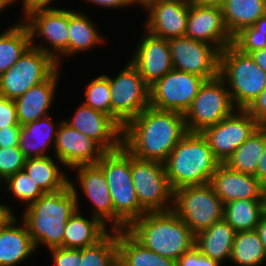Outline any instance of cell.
Returning <instances> with one entry per match:
<instances>
[{"label": "cell", "mask_w": 266, "mask_h": 266, "mask_svg": "<svg viewBox=\"0 0 266 266\" xmlns=\"http://www.w3.org/2000/svg\"><path fill=\"white\" fill-rule=\"evenodd\" d=\"M8 205L0 204V228L5 226L10 220H12L15 215L11 211Z\"/></svg>", "instance_id": "obj_50"}, {"label": "cell", "mask_w": 266, "mask_h": 266, "mask_svg": "<svg viewBox=\"0 0 266 266\" xmlns=\"http://www.w3.org/2000/svg\"><path fill=\"white\" fill-rule=\"evenodd\" d=\"M113 266H121V264L119 261H117Z\"/></svg>", "instance_id": "obj_57"}, {"label": "cell", "mask_w": 266, "mask_h": 266, "mask_svg": "<svg viewBox=\"0 0 266 266\" xmlns=\"http://www.w3.org/2000/svg\"><path fill=\"white\" fill-rule=\"evenodd\" d=\"M16 0H12V3ZM23 1V12L25 20L30 17L33 13L39 11L56 10L58 8L49 7L50 2L53 0H22Z\"/></svg>", "instance_id": "obj_46"}, {"label": "cell", "mask_w": 266, "mask_h": 266, "mask_svg": "<svg viewBox=\"0 0 266 266\" xmlns=\"http://www.w3.org/2000/svg\"><path fill=\"white\" fill-rule=\"evenodd\" d=\"M209 184L221 201L264 199V186L251 174L231 170L221 163L211 176Z\"/></svg>", "instance_id": "obj_21"}, {"label": "cell", "mask_w": 266, "mask_h": 266, "mask_svg": "<svg viewBox=\"0 0 266 266\" xmlns=\"http://www.w3.org/2000/svg\"><path fill=\"white\" fill-rule=\"evenodd\" d=\"M58 68L52 57L30 46L16 63L0 76V93L15 100L31 87L47 80Z\"/></svg>", "instance_id": "obj_11"}, {"label": "cell", "mask_w": 266, "mask_h": 266, "mask_svg": "<svg viewBox=\"0 0 266 266\" xmlns=\"http://www.w3.org/2000/svg\"><path fill=\"white\" fill-rule=\"evenodd\" d=\"M256 231L259 234L260 240L263 244V247L266 253V212L260 218V221L256 227Z\"/></svg>", "instance_id": "obj_51"}, {"label": "cell", "mask_w": 266, "mask_h": 266, "mask_svg": "<svg viewBox=\"0 0 266 266\" xmlns=\"http://www.w3.org/2000/svg\"><path fill=\"white\" fill-rule=\"evenodd\" d=\"M111 94V117L123 128L150 106L149 86L137 68L129 62L116 78L108 76Z\"/></svg>", "instance_id": "obj_10"}, {"label": "cell", "mask_w": 266, "mask_h": 266, "mask_svg": "<svg viewBox=\"0 0 266 266\" xmlns=\"http://www.w3.org/2000/svg\"><path fill=\"white\" fill-rule=\"evenodd\" d=\"M88 2H92L96 5L102 6V7H110V8H117V7H125L129 6L132 3L135 4L137 3L136 0H86Z\"/></svg>", "instance_id": "obj_47"}, {"label": "cell", "mask_w": 266, "mask_h": 266, "mask_svg": "<svg viewBox=\"0 0 266 266\" xmlns=\"http://www.w3.org/2000/svg\"><path fill=\"white\" fill-rule=\"evenodd\" d=\"M230 260L240 266H260L264 263L266 253L256 229L236 232Z\"/></svg>", "instance_id": "obj_35"}, {"label": "cell", "mask_w": 266, "mask_h": 266, "mask_svg": "<svg viewBox=\"0 0 266 266\" xmlns=\"http://www.w3.org/2000/svg\"><path fill=\"white\" fill-rule=\"evenodd\" d=\"M233 45L241 52L250 54L266 47V36L260 34L254 25L245 27L233 37Z\"/></svg>", "instance_id": "obj_40"}, {"label": "cell", "mask_w": 266, "mask_h": 266, "mask_svg": "<svg viewBox=\"0 0 266 266\" xmlns=\"http://www.w3.org/2000/svg\"><path fill=\"white\" fill-rule=\"evenodd\" d=\"M126 230L144 247L174 261L195 246V234L173 210L146 212Z\"/></svg>", "instance_id": "obj_3"}, {"label": "cell", "mask_w": 266, "mask_h": 266, "mask_svg": "<svg viewBox=\"0 0 266 266\" xmlns=\"http://www.w3.org/2000/svg\"><path fill=\"white\" fill-rule=\"evenodd\" d=\"M254 176L263 186L266 185V142L264 146V152L262 153V157L260 158V162Z\"/></svg>", "instance_id": "obj_48"}, {"label": "cell", "mask_w": 266, "mask_h": 266, "mask_svg": "<svg viewBox=\"0 0 266 266\" xmlns=\"http://www.w3.org/2000/svg\"><path fill=\"white\" fill-rule=\"evenodd\" d=\"M187 133L184 114L149 106L123 126L122 146L134 157L164 163Z\"/></svg>", "instance_id": "obj_1"}, {"label": "cell", "mask_w": 266, "mask_h": 266, "mask_svg": "<svg viewBox=\"0 0 266 266\" xmlns=\"http://www.w3.org/2000/svg\"><path fill=\"white\" fill-rule=\"evenodd\" d=\"M177 266H220L221 264L203 255L194 246L176 260Z\"/></svg>", "instance_id": "obj_41"}, {"label": "cell", "mask_w": 266, "mask_h": 266, "mask_svg": "<svg viewBox=\"0 0 266 266\" xmlns=\"http://www.w3.org/2000/svg\"><path fill=\"white\" fill-rule=\"evenodd\" d=\"M236 109L229 88L217 76L205 80L195 96L190 108L184 114L188 132H202L232 115Z\"/></svg>", "instance_id": "obj_9"}, {"label": "cell", "mask_w": 266, "mask_h": 266, "mask_svg": "<svg viewBox=\"0 0 266 266\" xmlns=\"http://www.w3.org/2000/svg\"><path fill=\"white\" fill-rule=\"evenodd\" d=\"M201 132H188L164 162L172 189L204 185L220 165Z\"/></svg>", "instance_id": "obj_4"}, {"label": "cell", "mask_w": 266, "mask_h": 266, "mask_svg": "<svg viewBox=\"0 0 266 266\" xmlns=\"http://www.w3.org/2000/svg\"><path fill=\"white\" fill-rule=\"evenodd\" d=\"M64 122L96 141L106 152L122 147L123 128L109 115L84 103L78 107L72 120Z\"/></svg>", "instance_id": "obj_17"}, {"label": "cell", "mask_w": 266, "mask_h": 266, "mask_svg": "<svg viewBox=\"0 0 266 266\" xmlns=\"http://www.w3.org/2000/svg\"><path fill=\"white\" fill-rule=\"evenodd\" d=\"M25 21L30 31L31 46L48 54L59 66L60 57L62 55L68 56V10L56 9L35 12ZM36 34L38 37L43 36L52 48L34 44V38H37Z\"/></svg>", "instance_id": "obj_15"}, {"label": "cell", "mask_w": 266, "mask_h": 266, "mask_svg": "<svg viewBox=\"0 0 266 266\" xmlns=\"http://www.w3.org/2000/svg\"><path fill=\"white\" fill-rule=\"evenodd\" d=\"M245 110L260 127L266 128V87Z\"/></svg>", "instance_id": "obj_43"}, {"label": "cell", "mask_w": 266, "mask_h": 266, "mask_svg": "<svg viewBox=\"0 0 266 266\" xmlns=\"http://www.w3.org/2000/svg\"><path fill=\"white\" fill-rule=\"evenodd\" d=\"M59 70L57 69L47 80L31 87L24 95L14 100L21 126L48 115V110L55 98Z\"/></svg>", "instance_id": "obj_23"}, {"label": "cell", "mask_w": 266, "mask_h": 266, "mask_svg": "<svg viewBox=\"0 0 266 266\" xmlns=\"http://www.w3.org/2000/svg\"><path fill=\"white\" fill-rule=\"evenodd\" d=\"M236 231L225 219L195 235V247L201 254L223 263L230 259Z\"/></svg>", "instance_id": "obj_25"}, {"label": "cell", "mask_w": 266, "mask_h": 266, "mask_svg": "<svg viewBox=\"0 0 266 266\" xmlns=\"http://www.w3.org/2000/svg\"><path fill=\"white\" fill-rule=\"evenodd\" d=\"M266 128L259 127L224 162L231 170L255 175L264 152Z\"/></svg>", "instance_id": "obj_30"}, {"label": "cell", "mask_w": 266, "mask_h": 266, "mask_svg": "<svg viewBox=\"0 0 266 266\" xmlns=\"http://www.w3.org/2000/svg\"><path fill=\"white\" fill-rule=\"evenodd\" d=\"M189 4L196 6H211L222 8L225 0H187Z\"/></svg>", "instance_id": "obj_52"}, {"label": "cell", "mask_w": 266, "mask_h": 266, "mask_svg": "<svg viewBox=\"0 0 266 266\" xmlns=\"http://www.w3.org/2000/svg\"><path fill=\"white\" fill-rule=\"evenodd\" d=\"M49 116L28 122L21 127L19 148L26 158L45 157L47 146L55 145L58 131ZM36 138V139H35ZM33 139V141H31ZM36 142V143H35Z\"/></svg>", "instance_id": "obj_28"}, {"label": "cell", "mask_w": 266, "mask_h": 266, "mask_svg": "<svg viewBox=\"0 0 266 266\" xmlns=\"http://www.w3.org/2000/svg\"><path fill=\"white\" fill-rule=\"evenodd\" d=\"M26 159L19 146L0 147V182L23 170Z\"/></svg>", "instance_id": "obj_39"}, {"label": "cell", "mask_w": 266, "mask_h": 266, "mask_svg": "<svg viewBox=\"0 0 266 266\" xmlns=\"http://www.w3.org/2000/svg\"><path fill=\"white\" fill-rule=\"evenodd\" d=\"M54 145L55 156L69 168L78 165L96 164L106 151L93 139L70 127L64 121L59 123Z\"/></svg>", "instance_id": "obj_16"}, {"label": "cell", "mask_w": 266, "mask_h": 266, "mask_svg": "<svg viewBox=\"0 0 266 266\" xmlns=\"http://www.w3.org/2000/svg\"><path fill=\"white\" fill-rule=\"evenodd\" d=\"M146 31L166 40L186 35L189 14L187 0L158 1L146 8Z\"/></svg>", "instance_id": "obj_20"}, {"label": "cell", "mask_w": 266, "mask_h": 266, "mask_svg": "<svg viewBox=\"0 0 266 266\" xmlns=\"http://www.w3.org/2000/svg\"><path fill=\"white\" fill-rule=\"evenodd\" d=\"M219 76L231 87L235 107L245 110L266 87V72L233 44L220 52Z\"/></svg>", "instance_id": "obj_6"}, {"label": "cell", "mask_w": 266, "mask_h": 266, "mask_svg": "<svg viewBox=\"0 0 266 266\" xmlns=\"http://www.w3.org/2000/svg\"><path fill=\"white\" fill-rule=\"evenodd\" d=\"M264 203H265V210H266V185L264 186Z\"/></svg>", "instance_id": "obj_56"}, {"label": "cell", "mask_w": 266, "mask_h": 266, "mask_svg": "<svg viewBox=\"0 0 266 266\" xmlns=\"http://www.w3.org/2000/svg\"><path fill=\"white\" fill-rule=\"evenodd\" d=\"M222 10L225 26L234 37L266 14V0H225Z\"/></svg>", "instance_id": "obj_29"}, {"label": "cell", "mask_w": 266, "mask_h": 266, "mask_svg": "<svg viewBox=\"0 0 266 266\" xmlns=\"http://www.w3.org/2000/svg\"><path fill=\"white\" fill-rule=\"evenodd\" d=\"M30 46V31L25 22H19L0 34V76L13 66Z\"/></svg>", "instance_id": "obj_34"}, {"label": "cell", "mask_w": 266, "mask_h": 266, "mask_svg": "<svg viewBox=\"0 0 266 266\" xmlns=\"http://www.w3.org/2000/svg\"><path fill=\"white\" fill-rule=\"evenodd\" d=\"M24 170L44 193L62 190L70 181L50 156L27 158Z\"/></svg>", "instance_id": "obj_31"}, {"label": "cell", "mask_w": 266, "mask_h": 266, "mask_svg": "<svg viewBox=\"0 0 266 266\" xmlns=\"http://www.w3.org/2000/svg\"><path fill=\"white\" fill-rule=\"evenodd\" d=\"M117 245L121 266H177L176 261L144 247L126 229L117 231Z\"/></svg>", "instance_id": "obj_27"}, {"label": "cell", "mask_w": 266, "mask_h": 266, "mask_svg": "<svg viewBox=\"0 0 266 266\" xmlns=\"http://www.w3.org/2000/svg\"><path fill=\"white\" fill-rule=\"evenodd\" d=\"M50 253L54 266H78V249L60 247L50 249Z\"/></svg>", "instance_id": "obj_44"}, {"label": "cell", "mask_w": 266, "mask_h": 266, "mask_svg": "<svg viewBox=\"0 0 266 266\" xmlns=\"http://www.w3.org/2000/svg\"><path fill=\"white\" fill-rule=\"evenodd\" d=\"M118 261L117 231L93 246L78 249V266H113Z\"/></svg>", "instance_id": "obj_36"}, {"label": "cell", "mask_w": 266, "mask_h": 266, "mask_svg": "<svg viewBox=\"0 0 266 266\" xmlns=\"http://www.w3.org/2000/svg\"><path fill=\"white\" fill-rule=\"evenodd\" d=\"M10 3H12V0H0V12L4 8H6Z\"/></svg>", "instance_id": "obj_55"}, {"label": "cell", "mask_w": 266, "mask_h": 266, "mask_svg": "<svg viewBox=\"0 0 266 266\" xmlns=\"http://www.w3.org/2000/svg\"><path fill=\"white\" fill-rule=\"evenodd\" d=\"M146 33L130 62L150 87L173 69V63L168 40Z\"/></svg>", "instance_id": "obj_19"}, {"label": "cell", "mask_w": 266, "mask_h": 266, "mask_svg": "<svg viewBox=\"0 0 266 266\" xmlns=\"http://www.w3.org/2000/svg\"><path fill=\"white\" fill-rule=\"evenodd\" d=\"M173 205L172 210L195 235L224 219V203L209 183L176 189Z\"/></svg>", "instance_id": "obj_7"}, {"label": "cell", "mask_w": 266, "mask_h": 266, "mask_svg": "<svg viewBox=\"0 0 266 266\" xmlns=\"http://www.w3.org/2000/svg\"><path fill=\"white\" fill-rule=\"evenodd\" d=\"M186 36L216 46L222 51L233 44L220 7L196 6L189 4Z\"/></svg>", "instance_id": "obj_18"}, {"label": "cell", "mask_w": 266, "mask_h": 266, "mask_svg": "<svg viewBox=\"0 0 266 266\" xmlns=\"http://www.w3.org/2000/svg\"><path fill=\"white\" fill-rule=\"evenodd\" d=\"M265 212L264 199H239L224 205V219L236 232L256 229Z\"/></svg>", "instance_id": "obj_32"}, {"label": "cell", "mask_w": 266, "mask_h": 266, "mask_svg": "<svg viewBox=\"0 0 266 266\" xmlns=\"http://www.w3.org/2000/svg\"><path fill=\"white\" fill-rule=\"evenodd\" d=\"M20 125L14 100L6 98L0 93V129Z\"/></svg>", "instance_id": "obj_42"}, {"label": "cell", "mask_w": 266, "mask_h": 266, "mask_svg": "<svg viewBox=\"0 0 266 266\" xmlns=\"http://www.w3.org/2000/svg\"><path fill=\"white\" fill-rule=\"evenodd\" d=\"M21 125L9 126L0 129V147L19 146Z\"/></svg>", "instance_id": "obj_45"}, {"label": "cell", "mask_w": 266, "mask_h": 266, "mask_svg": "<svg viewBox=\"0 0 266 266\" xmlns=\"http://www.w3.org/2000/svg\"><path fill=\"white\" fill-rule=\"evenodd\" d=\"M173 69L191 73L206 80L219 76L220 50L211 44L188 36L168 40Z\"/></svg>", "instance_id": "obj_13"}, {"label": "cell", "mask_w": 266, "mask_h": 266, "mask_svg": "<svg viewBox=\"0 0 266 266\" xmlns=\"http://www.w3.org/2000/svg\"><path fill=\"white\" fill-rule=\"evenodd\" d=\"M205 80L200 76L172 69L150 86V106L185 114Z\"/></svg>", "instance_id": "obj_12"}, {"label": "cell", "mask_w": 266, "mask_h": 266, "mask_svg": "<svg viewBox=\"0 0 266 266\" xmlns=\"http://www.w3.org/2000/svg\"><path fill=\"white\" fill-rule=\"evenodd\" d=\"M254 26L259 30L260 34L266 36V14L260 17L254 24Z\"/></svg>", "instance_id": "obj_53"}, {"label": "cell", "mask_w": 266, "mask_h": 266, "mask_svg": "<svg viewBox=\"0 0 266 266\" xmlns=\"http://www.w3.org/2000/svg\"><path fill=\"white\" fill-rule=\"evenodd\" d=\"M76 186L69 184L62 190L44 193L40 198L25 208L22 220L37 248L44 244L47 248H63L66 223L78 210Z\"/></svg>", "instance_id": "obj_2"}, {"label": "cell", "mask_w": 266, "mask_h": 266, "mask_svg": "<svg viewBox=\"0 0 266 266\" xmlns=\"http://www.w3.org/2000/svg\"><path fill=\"white\" fill-rule=\"evenodd\" d=\"M74 168L78 171L79 185L94 206L92 216L105 226L110 220V230L114 231V206L103 170L97 164L78 165Z\"/></svg>", "instance_id": "obj_22"}, {"label": "cell", "mask_w": 266, "mask_h": 266, "mask_svg": "<svg viewBox=\"0 0 266 266\" xmlns=\"http://www.w3.org/2000/svg\"><path fill=\"white\" fill-rule=\"evenodd\" d=\"M110 231L99 219L88 220L77 210L66 223L63 248L82 249L102 240Z\"/></svg>", "instance_id": "obj_26"}, {"label": "cell", "mask_w": 266, "mask_h": 266, "mask_svg": "<svg viewBox=\"0 0 266 266\" xmlns=\"http://www.w3.org/2000/svg\"><path fill=\"white\" fill-rule=\"evenodd\" d=\"M96 25L84 14L68 10V55L90 49L103 42Z\"/></svg>", "instance_id": "obj_33"}, {"label": "cell", "mask_w": 266, "mask_h": 266, "mask_svg": "<svg viewBox=\"0 0 266 266\" xmlns=\"http://www.w3.org/2000/svg\"><path fill=\"white\" fill-rule=\"evenodd\" d=\"M85 105L111 117V94L107 75H100L88 83Z\"/></svg>", "instance_id": "obj_37"}, {"label": "cell", "mask_w": 266, "mask_h": 266, "mask_svg": "<svg viewBox=\"0 0 266 266\" xmlns=\"http://www.w3.org/2000/svg\"><path fill=\"white\" fill-rule=\"evenodd\" d=\"M131 175L139 204L146 212L173 209L174 190L166 175L164 163L131 155ZM168 200H171L170 205Z\"/></svg>", "instance_id": "obj_8"}, {"label": "cell", "mask_w": 266, "mask_h": 266, "mask_svg": "<svg viewBox=\"0 0 266 266\" xmlns=\"http://www.w3.org/2000/svg\"><path fill=\"white\" fill-rule=\"evenodd\" d=\"M106 177L114 206V231L124 230L146 211L140 206L131 175V154L122 146L96 163Z\"/></svg>", "instance_id": "obj_5"}, {"label": "cell", "mask_w": 266, "mask_h": 266, "mask_svg": "<svg viewBox=\"0 0 266 266\" xmlns=\"http://www.w3.org/2000/svg\"><path fill=\"white\" fill-rule=\"evenodd\" d=\"M250 56L254 59L255 63L266 72V47L252 51Z\"/></svg>", "instance_id": "obj_49"}, {"label": "cell", "mask_w": 266, "mask_h": 266, "mask_svg": "<svg viewBox=\"0 0 266 266\" xmlns=\"http://www.w3.org/2000/svg\"><path fill=\"white\" fill-rule=\"evenodd\" d=\"M16 220L0 228V266H15L36 250L25 223L15 226Z\"/></svg>", "instance_id": "obj_24"}, {"label": "cell", "mask_w": 266, "mask_h": 266, "mask_svg": "<svg viewBox=\"0 0 266 266\" xmlns=\"http://www.w3.org/2000/svg\"><path fill=\"white\" fill-rule=\"evenodd\" d=\"M5 180L8 191L10 190L20 201L27 202V206L44 194L24 169L7 177Z\"/></svg>", "instance_id": "obj_38"}, {"label": "cell", "mask_w": 266, "mask_h": 266, "mask_svg": "<svg viewBox=\"0 0 266 266\" xmlns=\"http://www.w3.org/2000/svg\"><path fill=\"white\" fill-rule=\"evenodd\" d=\"M237 111L239 114L234 112L201 132L220 163L226 162L233 152L260 127L246 110Z\"/></svg>", "instance_id": "obj_14"}, {"label": "cell", "mask_w": 266, "mask_h": 266, "mask_svg": "<svg viewBox=\"0 0 266 266\" xmlns=\"http://www.w3.org/2000/svg\"><path fill=\"white\" fill-rule=\"evenodd\" d=\"M158 1H166V0H136V2L139 3V5L141 4V6L143 5L142 7H144L145 9L149 5H151V4L155 3V2H158Z\"/></svg>", "instance_id": "obj_54"}]
</instances>
